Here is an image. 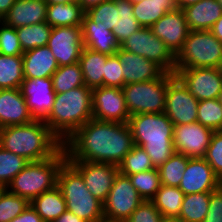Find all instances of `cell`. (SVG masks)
<instances>
[{
    "label": "cell",
    "mask_w": 222,
    "mask_h": 222,
    "mask_svg": "<svg viewBox=\"0 0 222 222\" xmlns=\"http://www.w3.org/2000/svg\"><path fill=\"white\" fill-rule=\"evenodd\" d=\"M175 75L198 101L219 99L222 93L219 68L175 69Z\"/></svg>",
    "instance_id": "7c38bea8"
},
{
    "label": "cell",
    "mask_w": 222,
    "mask_h": 222,
    "mask_svg": "<svg viewBox=\"0 0 222 222\" xmlns=\"http://www.w3.org/2000/svg\"><path fill=\"white\" fill-rule=\"evenodd\" d=\"M150 29L174 55L182 48L190 32L182 9L167 12Z\"/></svg>",
    "instance_id": "d6986e66"
},
{
    "label": "cell",
    "mask_w": 222,
    "mask_h": 222,
    "mask_svg": "<svg viewBox=\"0 0 222 222\" xmlns=\"http://www.w3.org/2000/svg\"><path fill=\"white\" fill-rule=\"evenodd\" d=\"M69 162L80 172L86 187L92 195L104 202L112 188L114 178L119 172L118 166L88 161Z\"/></svg>",
    "instance_id": "e0dca14e"
},
{
    "label": "cell",
    "mask_w": 222,
    "mask_h": 222,
    "mask_svg": "<svg viewBox=\"0 0 222 222\" xmlns=\"http://www.w3.org/2000/svg\"><path fill=\"white\" fill-rule=\"evenodd\" d=\"M197 122L213 131H222V106L219 99L199 101Z\"/></svg>",
    "instance_id": "f35d334b"
},
{
    "label": "cell",
    "mask_w": 222,
    "mask_h": 222,
    "mask_svg": "<svg viewBox=\"0 0 222 222\" xmlns=\"http://www.w3.org/2000/svg\"><path fill=\"white\" fill-rule=\"evenodd\" d=\"M67 160L62 147L53 157L40 161H30L7 185L6 189L31 202L43 192L57 186L58 173Z\"/></svg>",
    "instance_id": "5b68a950"
},
{
    "label": "cell",
    "mask_w": 222,
    "mask_h": 222,
    "mask_svg": "<svg viewBox=\"0 0 222 222\" xmlns=\"http://www.w3.org/2000/svg\"><path fill=\"white\" fill-rule=\"evenodd\" d=\"M0 146L30 161L53 157L63 143L43 120L0 128Z\"/></svg>",
    "instance_id": "7a4b0ae2"
},
{
    "label": "cell",
    "mask_w": 222,
    "mask_h": 222,
    "mask_svg": "<svg viewBox=\"0 0 222 222\" xmlns=\"http://www.w3.org/2000/svg\"><path fill=\"white\" fill-rule=\"evenodd\" d=\"M105 1L107 0H77V2L82 6L84 11H87L91 7L97 6Z\"/></svg>",
    "instance_id": "f5cc1de1"
},
{
    "label": "cell",
    "mask_w": 222,
    "mask_h": 222,
    "mask_svg": "<svg viewBox=\"0 0 222 222\" xmlns=\"http://www.w3.org/2000/svg\"><path fill=\"white\" fill-rule=\"evenodd\" d=\"M109 55L84 47L79 59L84 83L94 89L103 86L105 63Z\"/></svg>",
    "instance_id": "484cf974"
},
{
    "label": "cell",
    "mask_w": 222,
    "mask_h": 222,
    "mask_svg": "<svg viewBox=\"0 0 222 222\" xmlns=\"http://www.w3.org/2000/svg\"><path fill=\"white\" fill-rule=\"evenodd\" d=\"M222 43L209 31H190L175 55L176 69L219 68Z\"/></svg>",
    "instance_id": "52a82bcc"
},
{
    "label": "cell",
    "mask_w": 222,
    "mask_h": 222,
    "mask_svg": "<svg viewBox=\"0 0 222 222\" xmlns=\"http://www.w3.org/2000/svg\"><path fill=\"white\" fill-rule=\"evenodd\" d=\"M95 222H126V220L113 219V218L103 216L102 218H100L99 220Z\"/></svg>",
    "instance_id": "9f6ffc18"
},
{
    "label": "cell",
    "mask_w": 222,
    "mask_h": 222,
    "mask_svg": "<svg viewBox=\"0 0 222 222\" xmlns=\"http://www.w3.org/2000/svg\"><path fill=\"white\" fill-rule=\"evenodd\" d=\"M199 101L174 74L168 73L165 114L173 125L197 122Z\"/></svg>",
    "instance_id": "30bf717a"
},
{
    "label": "cell",
    "mask_w": 222,
    "mask_h": 222,
    "mask_svg": "<svg viewBox=\"0 0 222 222\" xmlns=\"http://www.w3.org/2000/svg\"><path fill=\"white\" fill-rule=\"evenodd\" d=\"M77 0H45V2L47 3V5H51V4H65L68 2H75Z\"/></svg>",
    "instance_id": "11a10c76"
},
{
    "label": "cell",
    "mask_w": 222,
    "mask_h": 222,
    "mask_svg": "<svg viewBox=\"0 0 222 222\" xmlns=\"http://www.w3.org/2000/svg\"><path fill=\"white\" fill-rule=\"evenodd\" d=\"M134 146L128 123L91 119L64 143L68 161H88L119 165Z\"/></svg>",
    "instance_id": "6da1fadb"
},
{
    "label": "cell",
    "mask_w": 222,
    "mask_h": 222,
    "mask_svg": "<svg viewBox=\"0 0 222 222\" xmlns=\"http://www.w3.org/2000/svg\"><path fill=\"white\" fill-rule=\"evenodd\" d=\"M22 57L24 78H49L59 67L48 46L26 51Z\"/></svg>",
    "instance_id": "cb8c5ba5"
},
{
    "label": "cell",
    "mask_w": 222,
    "mask_h": 222,
    "mask_svg": "<svg viewBox=\"0 0 222 222\" xmlns=\"http://www.w3.org/2000/svg\"><path fill=\"white\" fill-rule=\"evenodd\" d=\"M29 204L30 202L26 198L3 188L0 191V222H10L20 215Z\"/></svg>",
    "instance_id": "60d3db41"
},
{
    "label": "cell",
    "mask_w": 222,
    "mask_h": 222,
    "mask_svg": "<svg viewBox=\"0 0 222 222\" xmlns=\"http://www.w3.org/2000/svg\"><path fill=\"white\" fill-rule=\"evenodd\" d=\"M210 192L184 195L179 218L187 222H203L209 210Z\"/></svg>",
    "instance_id": "d6a6232c"
},
{
    "label": "cell",
    "mask_w": 222,
    "mask_h": 222,
    "mask_svg": "<svg viewBox=\"0 0 222 222\" xmlns=\"http://www.w3.org/2000/svg\"><path fill=\"white\" fill-rule=\"evenodd\" d=\"M201 0H177V9H184L187 6L193 5Z\"/></svg>",
    "instance_id": "db71d44e"
},
{
    "label": "cell",
    "mask_w": 222,
    "mask_h": 222,
    "mask_svg": "<svg viewBox=\"0 0 222 222\" xmlns=\"http://www.w3.org/2000/svg\"><path fill=\"white\" fill-rule=\"evenodd\" d=\"M133 14L142 27H151L167 12L177 9V0H142L133 3Z\"/></svg>",
    "instance_id": "4316f807"
},
{
    "label": "cell",
    "mask_w": 222,
    "mask_h": 222,
    "mask_svg": "<svg viewBox=\"0 0 222 222\" xmlns=\"http://www.w3.org/2000/svg\"><path fill=\"white\" fill-rule=\"evenodd\" d=\"M85 11L77 2L47 6L46 23L51 27L82 26Z\"/></svg>",
    "instance_id": "83f0119b"
},
{
    "label": "cell",
    "mask_w": 222,
    "mask_h": 222,
    "mask_svg": "<svg viewBox=\"0 0 222 222\" xmlns=\"http://www.w3.org/2000/svg\"><path fill=\"white\" fill-rule=\"evenodd\" d=\"M121 69V62L118 57L115 54L109 55L105 63L103 86L122 88L124 86V76Z\"/></svg>",
    "instance_id": "f6af8a7d"
},
{
    "label": "cell",
    "mask_w": 222,
    "mask_h": 222,
    "mask_svg": "<svg viewBox=\"0 0 222 222\" xmlns=\"http://www.w3.org/2000/svg\"><path fill=\"white\" fill-rule=\"evenodd\" d=\"M47 6L45 0H15L1 22L15 29L46 22Z\"/></svg>",
    "instance_id": "7402d4cb"
},
{
    "label": "cell",
    "mask_w": 222,
    "mask_h": 222,
    "mask_svg": "<svg viewBox=\"0 0 222 222\" xmlns=\"http://www.w3.org/2000/svg\"><path fill=\"white\" fill-rule=\"evenodd\" d=\"M164 217L151 200L143 201L126 222H163Z\"/></svg>",
    "instance_id": "bcb514c9"
},
{
    "label": "cell",
    "mask_w": 222,
    "mask_h": 222,
    "mask_svg": "<svg viewBox=\"0 0 222 222\" xmlns=\"http://www.w3.org/2000/svg\"><path fill=\"white\" fill-rule=\"evenodd\" d=\"M129 178L144 201L152 200L161 186L157 168L129 175Z\"/></svg>",
    "instance_id": "74e56055"
},
{
    "label": "cell",
    "mask_w": 222,
    "mask_h": 222,
    "mask_svg": "<svg viewBox=\"0 0 222 222\" xmlns=\"http://www.w3.org/2000/svg\"><path fill=\"white\" fill-rule=\"evenodd\" d=\"M92 118V89L84 85L65 93H56L53 108L44 122L64 143Z\"/></svg>",
    "instance_id": "277c9868"
},
{
    "label": "cell",
    "mask_w": 222,
    "mask_h": 222,
    "mask_svg": "<svg viewBox=\"0 0 222 222\" xmlns=\"http://www.w3.org/2000/svg\"><path fill=\"white\" fill-rule=\"evenodd\" d=\"M15 0H0V21L5 17Z\"/></svg>",
    "instance_id": "816d5d0a"
},
{
    "label": "cell",
    "mask_w": 222,
    "mask_h": 222,
    "mask_svg": "<svg viewBox=\"0 0 222 222\" xmlns=\"http://www.w3.org/2000/svg\"><path fill=\"white\" fill-rule=\"evenodd\" d=\"M132 4L133 3H136V2H139V1H142V0H129Z\"/></svg>",
    "instance_id": "680465c9"
},
{
    "label": "cell",
    "mask_w": 222,
    "mask_h": 222,
    "mask_svg": "<svg viewBox=\"0 0 222 222\" xmlns=\"http://www.w3.org/2000/svg\"><path fill=\"white\" fill-rule=\"evenodd\" d=\"M116 0H107L101 4L91 7L85 14L96 24L103 23L109 30L114 28Z\"/></svg>",
    "instance_id": "7bdbcfd3"
},
{
    "label": "cell",
    "mask_w": 222,
    "mask_h": 222,
    "mask_svg": "<svg viewBox=\"0 0 222 222\" xmlns=\"http://www.w3.org/2000/svg\"><path fill=\"white\" fill-rule=\"evenodd\" d=\"M120 48L155 62L165 72L175 74V55L152 33L150 27H142L134 32L120 45Z\"/></svg>",
    "instance_id": "9c48e42d"
},
{
    "label": "cell",
    "mask_w": 222,
    "mask_h": 222,
    "mask_svg": "<svg viewBox=\"0 0 222 222\" xmlns=\"http://www.w3.org/2000/svg\"><path fill=\"white\" fill-rule=\"evenodd\" d=\"M52 85L55 93H65L71 89L84 86L80 63L59 66L52 75Z\"/></svg>",
    "instance_id": "e575fe53"
},
{
    "label": "cell",
    "mask_w": 222,
    "mask_h": 222,
    "mask_svg": "<svg viewBox=\"0 0 222 222\" xmlns=\"http://www.w3.org/2000/svg\"><path fill=\"white\" fill-rule=\"evenodd\" d=\"M184 193L179 187L161 184L151 200L164 218L179 217Z\"/></svg>",
    "instance_id": "4dcf8cb0"
},
{
    "label": "cell",
    "mask_w": 222,
    "mask_h": 222,
    "mask_svg": "<svg viewBox=\"0 0 222 222\" xmlns=\"http://www.w3.org/2000/svg\"><path fill=\"white\" fill-rule=\"evenodd\" d=\"M52 27L46 22L16 28L23 52L47 46Z\"/></svg>",
    "instance_id": "836d02e7"
},
{
    "label": "cell",
    "mask_w": 222,
    "mask_h": 222,
    "mask_svg": "<svg viewBox=\"0 0 222 222\" xmlns=\"http://www.w3.org/2000/svg\"><path fill=\"white\" fill-rule=\"evenodd\" d=\"M182 10L190 31L210 30L222 16V6L217 0H201Z\"/></svg>",
    "instance_id": "d4e9b609"
},
{
    "label": "cell",
    "mask_w": 222,
    "mask_h": 222,
    "mask_svg": "<svg viewBox=\"0 0 222 222\" xmlns=\"http://www.w3.org/2000/svg\"><path fill=\"white\" fill-rule=\"evenodd\" d=\"M219 101H220L221 106H222V93H221V95L219 96Z\"/></svg>",
    "instance_id": "91938a15"
},
{
    "label": "cell",
    "mask_w": 222,
    "mask_h": 222,
    "mask_svg": "<svg viewBox=\"0 0 222 222\" xmlns=\"http://www.w3.org/2000/svg\"><path fill=\"white\" fill-rule=\"evenodd\" d=\"M168 88V72L145 82L125 84L122 87L130 116L144 113H164Z\"/></svg>",
    "instance_id": "ba28073f"
},
{
    "label": "cell",
    "mask_w": 222,
    "mask_h": 222,
    "mask_svg": "<svg viewBox=\"0 0 222 222\" xmlns=\"http://www.w3.org/2000/svg\"><path fill=\"white\" fill-rule=\"evenodd\" d=\"M20 90L34 120L44 121L53 108L56 96L52 77L25 78L21 83Z\"/></svg>",
    "instance_id": "2e32d148"
},
{
    "label": "cell",
    "mask_w": 222,
    "mask_h": 222,
    "mask_svg": "<svg viewBox=\"0 0 222 222\" xmlns=\"http://www.w3.org/2000/svg\"><path fill=\"white\" fill-rule=\"evenodd\" d=\"M204 158L222 181V131L213 132Z\"/></svg>",
    "instance_id": "ee69618b"
},
{
    "label": "cell",
    "mask_w": 222,
    "mask_h": 222,
    "mask_svg": "<svg viewBox=\"0 0 222 222\" xmlns=\"http://www.w3.org/2000/svg\"><path fill=\"white\" fill-rule=\"evenodd\" d=\"M33 120L20 88L0 89V128L23 125Z\"/></svg>",
    "instance_id": "44dd1931"
},
{
    "label": "cell",
    "mask_w": 222,
    "mask_h": 222,
    "mask_svg": "<svg viewBox=\"0 0 222 222\" xmlns=\"http://www.w3.org/2000/svg\"><path fill=\"white\" fill-rule=\"evenodd\" d=\"M10 222H44L36 210L29 204L26 209Z\"/></svg>",
    "instance_id": "c3c4849f"
},
{
    "label": "cell",
    "mask_w": 222,
    "mask_h": 222,
    "mask_svg": "<svg viewBox=\"0 0 222 222\" xmlns=\"http://www.w3.org/2000/svg\"><path fill=\"white\" fill-rule=\"evenodd\" d=\"M114 28L112 33L121 45L129 36L142 28L133 14V5L129 0H116Z\"/></svg>",
    "instance_id": "f546056e"
},
{
    "label": "cell",
    "mask_w": 222,
    "mask_h": 222,
    "mask_svg": "<svg viewBox=\"0 0 222 222\" xmlns=\"http://www.w3.org/2000/svg\"><path fill=\"white\" fill-rule=\"evenodd\" d=\"M23 53L16 29L0 21V54L22 56Z\"/></svg>",
    "instance_id": "b9f144b4"
},
{
    "label": "cell",
    "mask_w": 222,
    "mask_h": 222,
    "mask_svg": "<svg viewBox=\"0 0 222 222\" xmlns=\"http://www.w3.org/2000/svg\"><path fill=\"white\" fill-rule=\"evenodd\" d=\"M219 70H220L221 75H222V61H221V64H220Z\"/></svg>",
    "instance_id": "94428289"
},
{
    "label": "cell",
    "mask_w": 222,
    "mask_h": 222,
    "mask_svg": "<svg viewBox=\"0 0 222 222\" xmlns=\"http://www.w3.org/2000/svg\"><path fill=\"white\" fill-rule=\"evenodd\" d=\"M47 46L58 66L79 62L84 48L82 26L52 27Z\"/></svg>",
    "instance_id": "4fadbf2b"
},
{
    "label": "cell",
    "mask_w": 222,
    "mask_h": 222,
    "mask_svg": "<svg viewBox=\"0 0 222 222\" xmlns=\"http://www.w3.org/2000/svg\"><path fill=\"white\" fill-rule=\"evenodd\" d=\"M134 145L143 147L155 168L174 153V125L165 113H144L129 117Z\"/></svg>",
    "instance_id": "3957f363"
},
{
    "label": "cell",
    "mask_w": 222,
    "mask_h": 222,
    "mask_svg": "<svg viewBox=\"0 0 222 222\" xmlns=\"http://www.w3.org/2000/svg\"><path fill=\"white\" fill-rule=\"evenodd\" d=\"M217 1L222 6V0H217Z\"/></svg>",
    "instance_id": "6125c7cd"
},
{
    "label": "cell",
    "mask_w": 222,
    "mask_h": 222,
    "mask_svg": "<svg viewBox=\"0 0 222 222\" xmlns=\"http://www.w3.org/2000/svg\"><path fill=\"white\" fill-rule=\"evenodd\" d=\"M222 43V16L209 30Z\"/></svg>",
    "instance_id": "f907efd6"
},
{
    "label": "cell",
    "mask_w": 222,
    "mask_h": 222,
    "mask_svg": "<svg viewBox=\"0 0 222 222\" xmlns=\"http://www.w3.org/2000/svg\"><path fill=\"white\" fill-rule=\"evenodd\" d=\"M57 187L65 199L67 211L87 222H95L104 216L103 202L92 195L80 172L68 160L59 170Z\"/></svg>",
    "instance_id": "8992f818"
},
{
    "label": "cell",
    "mask_w": 222,
    "mask_h": 222,
    "mask_svg": "<svg viewBox=\"0 0 222 222\" xmlns=\"http://www.w3.org/2000/svg\"><path fill=\"white\" fill-rule=\"evenodd\" d=\"M143 201L132 185L129 176L118 172L114 178L112 188L103 202L104 216L127 220Z\"/></svg>",
    "instance_id": "8fae6325"
},
{
    "label": "cell",
    "mask_w": 222,
    "mask_h": 222,
    "mask_svg": "<svg viewBox=\"0 0 222 222\" xmlns=\"http://www.w3.org/2000/svg\"><path fill=\"white\" fill-rule=\"evenodd\" d=\"M187 163L188 157L183 154L174 153L167 161L157 168L161 184L179 187Z\"/></svg>",
    "instance_id": "d590c367"
},
{
    "label": "cell",
    "mask_w": 222,
    "mask_h": 222,
    "mask_svg": "<svg viewBox=\"0 0 222 222\" xmlns=\"http://www.w3.org/2000/svg\"><path fill=\"white\" fill-rule=\"evenodd\" d=\"M93 119L117 123H128L130 114L122 88L97 87L92 89Z\"/></svg>",
    "instance_id": "5bb4252c"
},
{
    "label": "cell",
    "mask_w": 222,
    "mask_h": 222,
    "mask_svg": "<svg viewBox=\"0 0 222 222\" xmlns=\"http://www.w3.org/2000/svg\"><path fill=\"white\" fill-rule=\"evenodd\" d=\"M222 186L205 158H188L179 188L185 195L201 192H213Z\"/></svg>",
    "instance_id": "ac0fdd59"
},
{
    "label": "cell",
    "mask_w": 222,
    "mask_h": 222,
    "mask_svg": "<svg viewBox=\"0 0 222 222\" xmlns=\"http://www.w3.org/2000/svg\"><path fill=\"white\" fill-rule=\"evenodd\" d=\"M150 157L145 152L143 147L134 145L132 150L129 151L122 162L118 165L120 174L129 176L139 172L154 169Z\"/></svg>",
    "instance_id": "8d00e7d4"
},
{
    "label": "cell",
    "mask_w": 222,
    "mask_h": 222,
    "mask_svg": "<svg viewBox=\"0 0 222 222\" xmlns=\"http://www.w3.org/2000/svg\"><path fill=\"white\" fill-rule=\"evenodd\" d=\"M213 130L198 122L174 125L173 145L175 153L188 158H204Z\"/></svg>",
    "instance_id": "9a60e30c"
},
{
    "label": "cell",
    "mask_w": 222,
    "mask_h": 222,
    "mask_svg": "<svg viewBox=\"0 0 222 222\" xmlns=\"http://www.w3.org/2000/svg\"><path fill=\"white\" fill-rule=\"evenodd\" d=\"M24 79L23 57L0 54V89L20 88Z\"/></svg>",
    "instance_id": "1f68e13d"
},
{
    "label": "cell",
    "mask_w": 222,
    "mask_h": 222,
    "mask_svg": "<svg viewBox=\"0 0 222 222\" xmlns=\"http://www.w3.org/2000/svg\"><path fill=\"white\" fill-rule=\"evenodd\" d=\"M29 163V161L0 146V187L6 188L10 181Z\"/></svg>",
    "instance_id": "ab89813d"
},
{
    "label": "cell",
    "mask_w": 222,
    "mask_h": 222,
    "mask_svg": "<svg viewBox=\"0 0 222 222\" xmlns=\"http://www.w3.org/2000/svg\"><path fill=\"white\" fill-rule=\"evenodd\" d=\"M115 55L121 62L124 85L159 78L165 71L155 62L119 48Z\"/></svg>",
    "instance_id": "ffe728a7"
},
{
    "label": "cell",
    "mask_w": 222,
    "mask_h": 222,
    "mask_svg": "<svg viewBox=\"0 0 222 222\" xmlns=\"http://www.w3.org/2000/svg\"><path fill=\"white\" fill-rule=\"evenodd\" d=\"M30 204L44 222H53L67 210L65 199L57 186L35 197Z\"/></svg>",
    "instance_id": "f1b7e54d"
},
{
    "label": "cell",
    "mask_w": 222,
    "mask_h": 222,
    "mask_svg": "<svg viewBox=\"0 0 222 222\" xmlns=\"http://www.w3.org/2000/svg\"><path fill=\"white\" fill-rule=\"evenodd\" d=\"M53 222H87V221L79 218L77 215H75L72 212L66 210L62 215H60Z\"/></svg>",
    "instance_id": "681fc988"
},
{
    "label": "cell",
    "mask_w": 222,
    "mask_h": 222,
    "mask_svg": "<svg viewBox=\"0 0 222 222\" xmlns=\"http://www.w3.org/2000/svg\"><path fill=\"white\" fill-rule=\"evenodd\" d=\"M163 222H187V221L179 217H174V218H164Z\"/></svg>",
    "instance_id": "6f0895ef"
},
{
    "label": "cell",
    "mask_w": 222,
    "mask_h": 222,
    "mask_svg": "<svg viewBox=\"0 0 222 222\" xmlns=\"http://www.w3.org/2000/svg\"><path fill=\"white\" fill-rule=\"evenodd\" d=\"M203 222H222V186L210 192L209 210Z\"/></svg>",
    "instance_id": "7dc6e473"
},
{
    "label": "cell",
    "mask_w": 222,
    "mask_h": 222,
    "mask_svg": "<svg viewBox=\"0 0 222 222\" xmlns=\"http://www.w3.org/2000/svg\"><path fill=\"white\" fill-rule=\"evenodd\" d=\"M84 47L91 50L114 55L120 48L116 36L103 23L96 24L86 14L82 21Z\"/></svg>",
    "instance_id": "603a6c76"
}]
</instances>
